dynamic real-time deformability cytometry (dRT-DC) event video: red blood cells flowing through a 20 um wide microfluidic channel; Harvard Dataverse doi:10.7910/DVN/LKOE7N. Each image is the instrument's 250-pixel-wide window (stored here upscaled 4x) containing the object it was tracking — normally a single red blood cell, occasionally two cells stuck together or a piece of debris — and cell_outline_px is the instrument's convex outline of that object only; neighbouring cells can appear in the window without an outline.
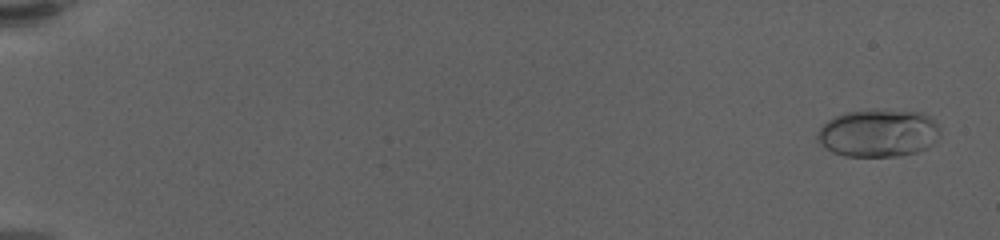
{"species": "human", "species_latin": "Homo sapiens", "temperature_condition": "warm", "stored_images_in_passage": 60, "camera_frame_rate_fps": 3000, "um_per_image_px": 0.085, "donor": {"sex": "female"}, "frame": {"image": 1, "passage_image": 3, "time_ms": 0.667, "image_size_px": [1000, 240], "cell_outline_px": [[936, 132], [932, 144], [916, 152], [896, 156], [844, 156], [832, 152], [820, 144], [816, 136], [816, 132], [828, 120], [844, 112], [872, 108], [884, 108], [924, 112], [936, 124]], "centroid_in_image_um": [74.58, 11.27], "position_along_channel_um": 10.4, "area_um2": 34.22}}
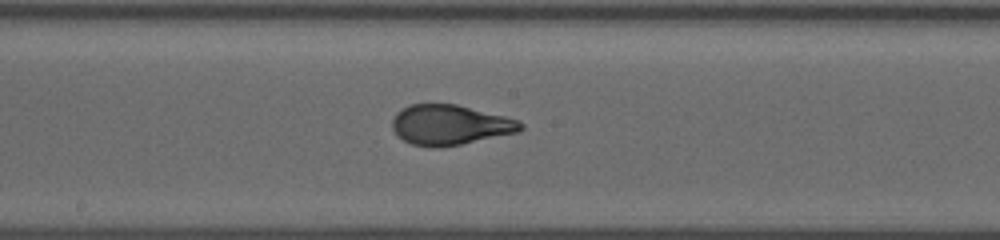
{"frame": {"image": 2, "passage_image": 35, "time_ms": 11.333, "image_size_px": [1000, 240], "cell_outline_px": [[524, 128], [520, 132], [460, 144], [432, 148], [412, 144], [396, 136], [392, 128], [392, 120], [396, 112], [412, 104], [456, 104], [520, 120], [524, 124]], "centroid_in_image_um": [38.26, 10.62], "position_along_channel_um": 209.9, "area_um2": 30.0}}
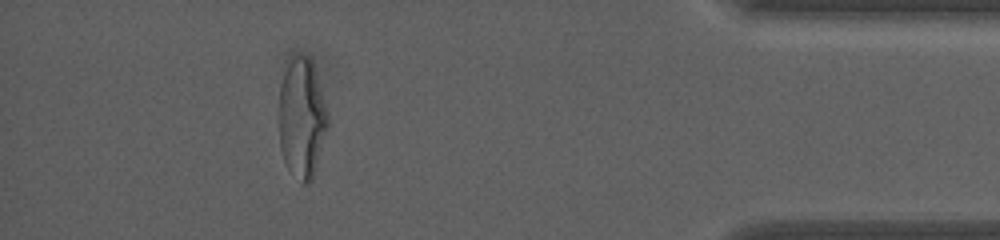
{"frame": {"image": 3, "passage_image": 55, "time_ms": 18.0, "image_size_px": [1000, 240], "cell_outline_px": [[328, 128], [312, 180], [308, 184], [304, 184], [284, 164], [280, 148], [280, 84], [284, 60], [292, 56], [308, 56], [312, 60], [328, 112]], "centroid_in_image_um": [25.65, 9.98], "position_along_channel_um": 409.6, "area_um2": 34.51}, "authors_computed_cell_mechanics": {"area_um2": 30.2872, "velocity_mm_per_s": 3.6086, "shape_relaxation_time_tau1_ms": 5.1209, "shape_relaxation_time_tau2_ms": null, "deformation_change_tau1": 0.2206, "deformation_change_tau2": null}}